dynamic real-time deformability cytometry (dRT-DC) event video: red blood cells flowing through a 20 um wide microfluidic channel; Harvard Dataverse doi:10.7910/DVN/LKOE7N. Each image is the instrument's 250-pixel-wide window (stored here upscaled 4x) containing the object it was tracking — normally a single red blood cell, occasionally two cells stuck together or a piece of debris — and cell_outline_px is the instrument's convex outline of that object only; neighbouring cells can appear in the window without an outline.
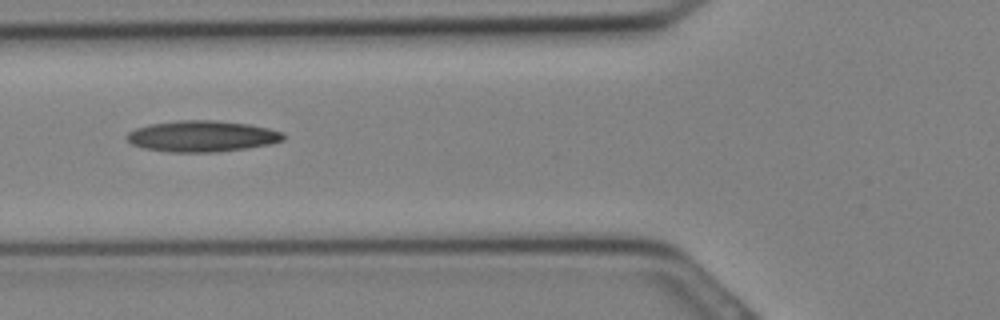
{"species": "Egyptian fruit bat (a non-hibernating species)", "species_latin": "Rousettus aegyptiacus", "temperature_condition": "cold", "stored_images_in_passage": 11, "camera_frame_rate_fps": 3000, "um_per_image_px": 0.085, "animal": {"sex": "female"}, "frame": {"image": 1, "passage_image": 4, "time_ms": 1.0, "image_size_px": [1000, 320], "cell_outline_px": [[284, 140], [268, 144], [248, 148], [216, 152], [168, 152], [144, 148], [132, 144], [124, 136], [128, 132], [136, 128], [148, 124], [180, 120], [216, 120], [248, 124], [268, 128], [284, 132]], "centroid_in_image_um": [17.16, 11.57], "position_along_channel_um": 108.6, "area_um2": 28.5}}
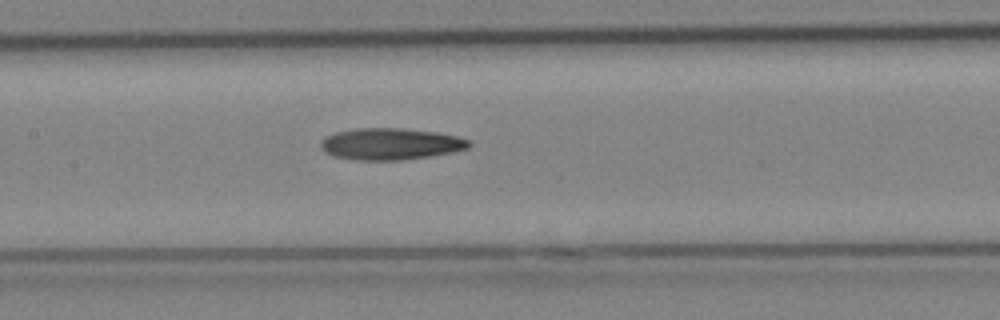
{"frame": {"image": 2, "passage_image": 7, "time_ms": 2.0, "image_size_px": [1000, 320], "cell_outline_px": [[472, 144], [468, 148], [452, 152], [432, 156], [404, 160], [356, 160], [336, 156], [324, 152], [320, 148], [320, 140], [336, 132], [356, 128], [400, 128], [436, 132], [456, 136], [468, 140]], "centroid_in_image_um": [33.19, 12.24], "position_along_channel_um": 174.2, "area_um2": 27.34}}